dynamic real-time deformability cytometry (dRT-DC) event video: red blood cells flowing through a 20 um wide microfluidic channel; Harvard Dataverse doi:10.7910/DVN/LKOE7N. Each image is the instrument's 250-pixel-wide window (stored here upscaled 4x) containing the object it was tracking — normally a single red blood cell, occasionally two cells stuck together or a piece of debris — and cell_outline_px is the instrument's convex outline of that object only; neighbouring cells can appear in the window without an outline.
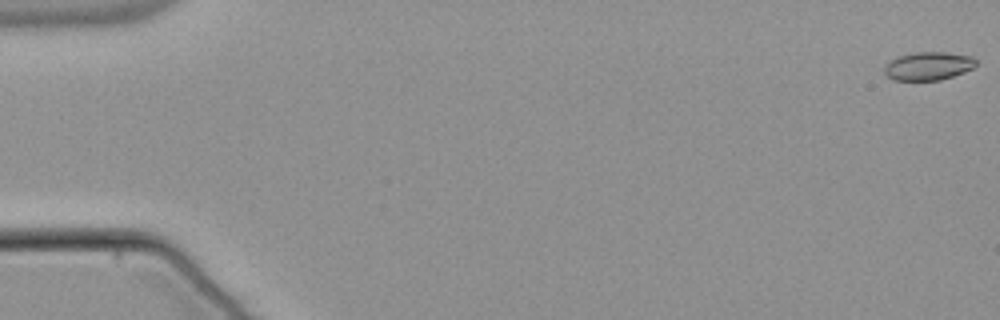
{"species": "common noctule bat (a hibernating species)", "species_latin": "Nyctalus noctula", "temperature_condition": "warm", "stored_images_in_passage": 54, "camera_frame_rate_fps": 3000, "um_per_image_px": 0.085, "animal": {"sex": "male", "body_mass_g": 21.5, "forearm_length_mm": 52.0}, "frame": {"image": 1, "passage_image": 1, "time_ms": 0.0, "image_size_px": [1000, 320], "cell_outline_px": [[976, 64], [972, 68], [964, 72], [940, 80], [896, 80], [888, 76], [884, 72], [884, 68], [892, 60], [900, 56], [912, 52], [944, 52], [972, 56], [976, 60]], "centroid_in_image_um": [78.93, 5.61], "position_along_channel_um": 6.1, "area_um2": 14.85}}
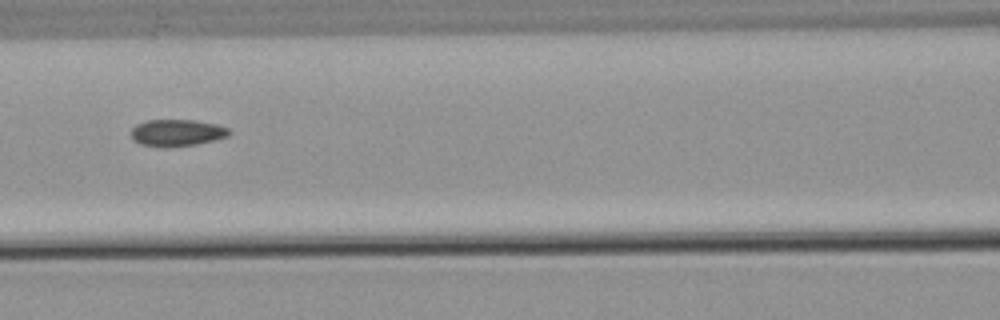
{"frame": {"image": 2, "passage_image": 25, "time_ms": 8.0, "image_size_px": [1000, 320], "cell_outline_px": [[232, 132], [228, 136], [216, 140], [196, 144], [164, 148], [140, 144], [132, 140], [132, 128], [136, 124], [148, 120], [196, 120], [216, 124], [228, 128]], "centroid_in_image_um": [15.05, 11.29], "position_along_channel_um": 151.6, "area_um2": 15.49}}
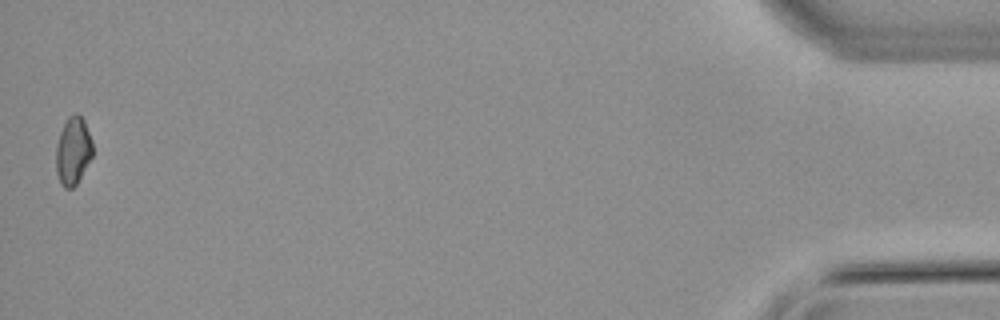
{"frame": {"image": 3, "passage_image": 54, "time_ms": 17.667, "image_size_px": [1000, 320], "cell_outline_px": [[92, 156], [76, 184], [72, 188], [64, 188], [60, 184], [56, 172], [56, 144], [60, 132], [68, 116], [72, 112], [76, 112], [84, 120], [92, 140]], "centroid_in_image_um": [6.19, 12.81], "position_along_channel_um": 429.0, "area_um2": 14.51}, "authors_computed_cell_mechanics": {"area_um2": 15.1725, "velocity_mm_per_s": 3.8413, "shape_relaxation_time_tau1_ms": null, "shape_relaxation_time_tau2_ms": 3.6803, "deformation_change_tau1": null, "deformation_change_tau2": 0.0798}}